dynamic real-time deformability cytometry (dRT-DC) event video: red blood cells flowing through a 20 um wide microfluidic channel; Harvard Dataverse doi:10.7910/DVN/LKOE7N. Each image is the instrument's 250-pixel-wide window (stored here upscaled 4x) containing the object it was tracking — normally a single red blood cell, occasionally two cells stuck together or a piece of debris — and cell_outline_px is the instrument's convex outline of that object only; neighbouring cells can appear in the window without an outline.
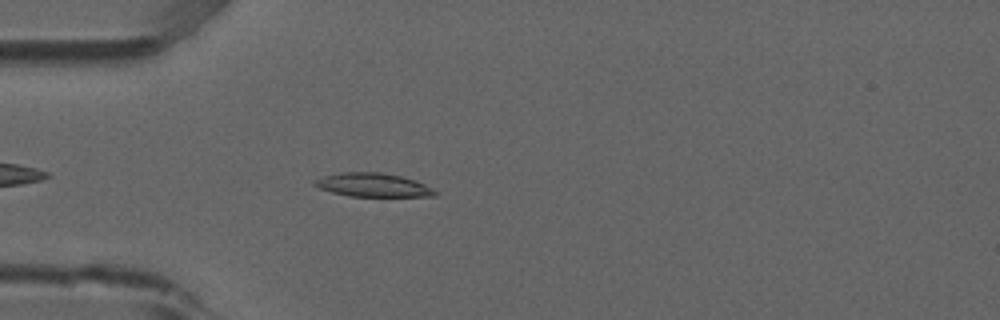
{"species": "common noctule bat (a hibernating species)", "species_latin": "Nyctalus noctula", "temperature_condition": "room temperature", "stored_images_in_passage": 5, "camera_frame_rate_fps": 3000, "um_per_image_px": 0.085, "animal": {"sex": "male", "forearm_length_mm": 52.5}, "frame": {"image": 1, "passage_image": 5, "time_ms": 1.333, "image_size_px": [1000, 320], "cell_outline_px": [[436, 196], [348, 196], [332, 192], [320, 188], [312, 184], [312, 180], [324, 176], [340, 172], [384, 172], [416, 180], [432, 188], [436, 192]], "centroid_in_image_um": [31.67, 15.71], "position_along_channel_um": 53.3, "area_um2": 16.59}}